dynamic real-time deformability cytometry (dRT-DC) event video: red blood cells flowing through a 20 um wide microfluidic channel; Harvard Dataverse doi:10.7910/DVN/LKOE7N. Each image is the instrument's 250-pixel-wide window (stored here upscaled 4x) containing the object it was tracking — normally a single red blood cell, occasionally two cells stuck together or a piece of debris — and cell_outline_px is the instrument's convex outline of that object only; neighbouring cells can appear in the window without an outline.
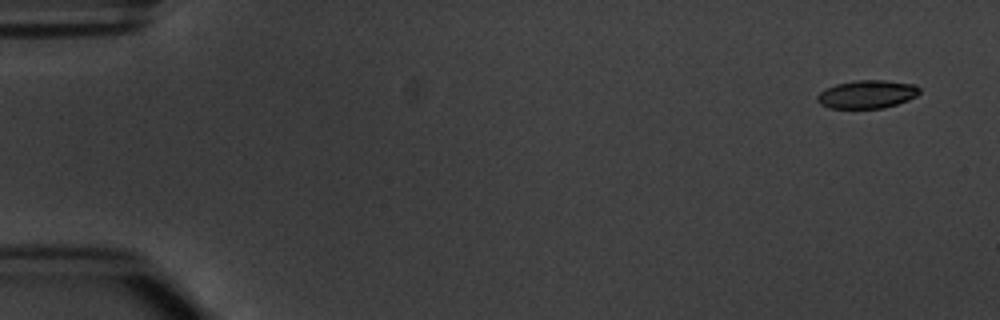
{"species": "common noctule bat (a hibernating species)", "species_latin": "Nyctalus noctula", "temperature_condition": "warm", "stored_images_in_passage": 6, "segment_of_instrument_passage": [2, 2], "camera_frame_rate_fps": 3000, "um_per_image_px": 0.085, "animal": {"sex": "male", "body_mass_g": 20.1, "forearm_length_mm": 53.5}, "frame": {"image": 1, "passage_image": 6, "time_ms": 6.0, "image_size_px": [1000, 320], "cell_outline_px": [[920, 92], [916, 96], [908, 100], [884, 108], [828, 108], [820, 104], [816, 100], [816, 96], [820, 92], [836, 84], [856, 80], [884, 80], [916, 84], [920, 88]], "centroid_in_image_um": [73.71, 8.01], "position_along_channel_um": 11.3, "area_um2": 16.82}}